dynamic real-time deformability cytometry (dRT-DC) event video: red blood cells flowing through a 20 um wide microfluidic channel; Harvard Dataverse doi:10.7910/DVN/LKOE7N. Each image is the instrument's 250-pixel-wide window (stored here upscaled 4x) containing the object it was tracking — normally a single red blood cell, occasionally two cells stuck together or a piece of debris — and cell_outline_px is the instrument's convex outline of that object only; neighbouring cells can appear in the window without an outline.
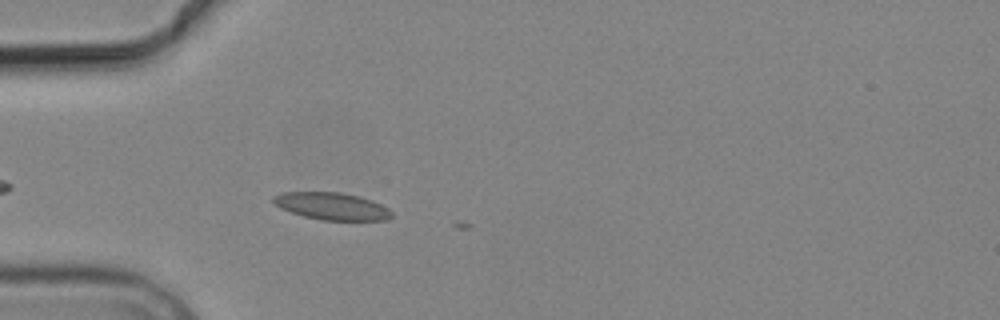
{"species": "common noctule bat (a hibernating species)", "species_latin": "Nyctalus noctula", "temperature_condition": "cold", "stored_images_in_passage": 5, "camera_frame_rate_fps": 3000, "um_per_image_px": 0.085, "animal": {"sex": "male", "body_mass_g": 19.2, "forearm_length_mm": 51.8}, "frame": {"image": 1, "passage_image": 4, "time_ms": 3.667, "image_size_px": [1000, 320], "cell_outline_px": [[392, 216], [384, 220], [320, 220], [304, 216], [280, 208], [272, 200], [272, 196], [280, 192], [340, 192], [360, 196], [372, 200], [388, 208], [392, 212]], "centroid_in_image_um": [28.19, 17.51], "position_along_channel_um": 56.8, "area_um2": 18.79}}